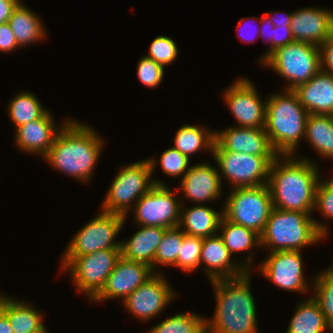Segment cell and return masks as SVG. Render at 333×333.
Here are the masks:
<instances>
[{
    "mask_svg": "<svg viewBox=\"0 0 333 333\" xmlns=\"http://www.w3.org/2000/svg\"><path fill=\"white\" fill-rule=\"evenodd\" d=\"M218 231L221 232L219 236L232 256L234 255L233 253L242 251L250 250V253L255 246H261L260 235L258 233L242 225L232 223L224 216L220 220Z\"/></svg>",
    "mask_w": 333,
    "mask_h": 333,
    "instance_id": "f546056e",
    "label": "cell"
},
{
    "mask_svg": "<svg viewBox=\"0 0 333 333\" xmlns=\"http://www.w3.org/2000/svg\"><path fill=\"white\" fill-rule=\"evenodd\" d=\"M287 81L285 89L294 90L308 82L320 69V48L294 41L273 51L263 62Z\"/></svg>",
    "mask_w": 333,
    "mask_h": 333,
    "instance_id": "52a82bcc",
    "label": "cell"
},
{
    "mask_svg": "<svg viewBox=\"0 0 333 333\" xmlns=\"http://www.w3.org/2000/svg\"><path fill=\"white\" fill-rule=\"evenodd\" d=\"M202 126L183 124L175 133L173 147L189 159L200 150L212 152L215 141V131Z\"/></svg>",
    "mask_w": 333,
    "mask_h": 333,
    "instance_id": "f1b7e54d",
    "label": "cell"
},
{
    "mask_svg": "<svg viewBox=\"0 0 333 333\" xmlns=\"http://www.w3.org/2000/svg\"><path fill=\"white\" fill-rule=\"evenodd\" d=\"M182 243V229L179 226L167 228L158 244L154 256V269L156 264H161L162 266L172 265L176 267L178 252L181 249Z\"/></svg>",
    "mask_w": 333,
    "mask_h": 333,
    "instance_id": "836d02e7",
    "label": "cell"
},
{
    "mask_svg": "<svg viewBox=\"0 0 333 333\" xmlns=\"http://www.w3.org/2000/svg\"><path fill=\"white\" fill-rule=\"evenodd\" d=\"M312 281L315 291L312 298L318 303L327 323L333 329V264L328 270L315 276Z\"/></svg>",
    "mask_w": 333,
    "mask_h": 333,
    "instance_id": "d6a6232c",
    "label": "cell"
},
{
    "mask_svg": "<svg viewBox=\"0 0 333 333\" xmlns=\"http://www.w3.org/2000/svg\"><path fill=\"white\" fill-rule=\"evenodd\" d=\"M310 160L279 155L271 163L268 186L274 208L304 213L314 211L320 175L318 166Z\"/></svg>",
    "mask_w": 333,
    "mask_h": 333,
    "instance_id": "6da1fadb",
    "label": "cell"
},
{
    "mask_svg": "<svg viewBox=\"0 0 333 333\" xmlns=\"http://www.w3.org/2000/svg\"><path fill=\"white\" fill-rule=\"evenodd\" d=\"M219 175L233 188L268 184L271 163L278 156H256L227 150H212Z\"/></svg>",
    "mask_w": 333,
    "mask_h": 333,
    "instance_id": "30bf717a",
    "label": "cell"
},
{
    "mask_svg": "<svg viewBox=\"0 0 333 333\" xmlns=\"http://www.w3.org/2000/svg\"><path fill=\"white\" fill-rule=\"evenodd\" d=\"M320 48L321 70L333 74V35Z\"/></svg>",
    "mask_w": 333,
    "mask_h": 333,
    "instance_id": "b9f144b4",
    "label": "cell"
},
{
    "mask_svg": "<svg viewBox=\"0 0 333 333\" xmlns=\"http://www.w3.org/2000/svg\"><path fill=\"white\" fill-rule=\"evenodd\" d=\"M183 204L178 226L184 229L182 231L185 234L202 238L217 234L223 211L218 212L214 208L202 204H197L191 208L185 207V210Z\"/></svg>",
    "mask_w": 333,
    "mask_h": 333,
    "instance_id": "d4e9b609",
    "label": "cell"
},
{
    "mask_svg": "<svg viewBox=\"0 0 333 333\" xmlns=\"http://www.w3.org/2000/svg\"><path fill=\"white\" fill-rule=\"evenodd\" d=\"M156 162L154 158H148L130 165H122L105 195L101 210L126 218L131 202L136 203L154 185H167L159 179L156 181L150 178L157 166Z\"/></svg>",
    "mask_w": 333,
    "mask_h": 333,
    "instance_id": "8992f818",
    "label": "cell"
},
{
    "mask_svg": "<svg viewBox=\"0 0 333 333\" xmlns=\"http://www.w3.org/2000/svg\"><path fill=\"white\" fill-rule=\"evenodd\" d=\"M168 282L162 273L156 272L123 301L124 307L141 321H149L162 314L176 296Z\"/></svg>",
    "mask_w": 333,
    "mask_h": 333,
    "instance_id": "5bb4252c",
    "label": "cell"
},
{
    "mask_svg": "<svg viewBox=\"0 0 333 333\" xmlns=\"http://www.w3.org/2000/svg\"><path fill=\"white\" fill-rule=\"evenodd\" d=\"M51 113L47 111L41 118L16 128L15 141L21 151L45 157L59 131L70 120L63 121L57 126Z\"/></svg>",
    "mask_w": 333,
    "mask_h": 333,
    "instance_id": "44dd1931",
    "label": "cell"
},
{
    "mask_svg": "<svg viewBox=\"0 0 333 333\" xmlns=\"http://www.w3.org/2000/svg\"><path fill=\"white\" fill-rule=\"evenodd\" d=\"M294 41L290 26H275L271 33V53Z\"/></svg>",
    "mask_w": 333,
    "mask_h": 333,
    "instance_id": "ab89813d",
    "label": "cell"
},
{
    "mask_svg": "<svg viewBox=\"0 0 333 333\" xmlns=\"http://www.w3.org/2000/svg\"><path fill=\"white\" fill-rule=\"evenodd\" d=\"M47 331H48V330L45 329V330H44L43 332H41V333H48Z\"/></svg>",
    "mask_w": 333,
    "mask_h": 333,
    "instance_id": "c3c4849f",
    "label": "cell"
},
{
    "mask_svg": "<svg viewBox=\"0 0 333 333\" xmlns=\"http://www.w3.org/2000/svg\"><path fill=\"white\" fill-rule=\"evenodd\" d=\"M231 258L232 255L223 244L219 233L203 238L200 266L204 263L205 271L210 281L237 278L250 271V265L253 261L251 254L244 257L246 260L245 262L242 261V264Z\"/></svg>",
    "mask_w": 333,
    "mask_h": 333,
    "instance_id": "2e32d148",
    "label": "cell"
},
{
    "mask_svg": "<svg viewBox=\"0 0 333 333\" xmlns=\"http://www.w3.org/2000/svg\"><path fill=\"white\" fill-rule=\"evenodd\" d=\"M168 185H154L142 195L134 207V220L137 225L173 228L180 222L182 201L175 198Z\"/></svg>",
    "mask_w": 333,
    "mask_h": 333,
    "instance_id": "7c38bea8",
    "label": "cell"
},
{
    "mask_svg": "<svg viewBox=\"0 0 333 333\" xmlns=\"http://www.w3.org/2000/svg\"><path fill=\"white\" fill-rule=\"evenodd\" d=\"M21 0H0V24L8 22Z\"/></svg>",
    "mask_w": 333,
    "mask_h": 333,
    "instance_id": "f6af8a7d",
    "label": "cell"
},
{
    "mask_svg": "<svg viewBox=\"0 0 333 333\" xmlns=\"http://www.w3.org/2000/svg\"><path fill=\"white\" fill-rule=\"evenodd\" d=\"M304 138L320 157L333 159V115L308 114Z\"/></svg>",
    "mask_w": 333,
    "mask_h": 333,
    "instance_id": "83f0119b",
    "label": "cell"
},
{
    "mask_svg": "<svg viewBox=\"0 0 333 333\" xmlns=\"http://www.w3.org/2000/svg\"><path fill=\"white\" fill-rule=\"evenodd\" d=\"M0 294V309L8 316L14 333H41L46 329L42 313L31 304Z\"/></svg>",
    "mask_w": 333,
    "mask_h": 333,
    "instance_id": "cb8c5ba5",
    "label": "cell"
},
{
    "mask_svg": "<svg viewBox=\"0 0 333 333\" xmlns=\"http://www.w3.org/2000/svg\"><path fill=\"white\" fill-rule=\"evenodd\" d=\"M126 219L122 215L101 210L75 234L63 256H83L104 249H120V241H116L115 237Z\"/></svg>",
    "mask_w": 333,
    "mask_h": 333,
    "instance_id": "8fae6325",
    "label": "cell"
},
{
    "mask_svg": "<svg viewBox=\"0 0 333 333\" xmlns=\"http://www.w3.org/2000/svg\"><path fill=\"white\" fill-rule=\"evenodd\" d=\"M295 307L297 309L286 333H324L327 332L326 330L333 333V329L327 323L322 310L312 296Z\"/></svg>",
    "mask_w": 333,
    "mask_h": 333,
    "instance_id": "4316f807",
    "label": "cell"
},
{
    "mask_svg": "<svg viewBox=\"0 0 333 333\" xmlns=\"http://www.w3.org/2000/svg\"><path fill=\"white\" fill-rule=\"evenodd\" d=\"M159 163L164 174L182 179L189 169L190 159L179 150L170 147L160 155Z\"/></svg>",
    "mask_w": 333,
    "mask_h": 333,
    "instance_id": "8d00e7d4",
    "label": "cell"
},
{
    "mask_svg": "<svg viewBox=\"0 0 333 333\" xmlns=\"http://www.w3.org/2000/svg\"><path fill=\"white\" fill-rule=\"evenodd\" d=\"M140 230L129 240L120 241L121 257L126 260L140 262L154 270V256L166 228L140 226Z\"/></svg>",
    "mask_w": 333,
    "mask_h": 333,
    "instance_id": "603a6c76",
    "label": "cell"
},
{
    "mask_svg": "<svg viewBox=\"0 0 333 333\" xmlns=\"http://www.w3.org/2000/svg\"><path fill=\"white\" fill-rule=\"evenodd\" d=\"M15 35L8 22L0 24V51L8 53L18 48Z\"/></svg>",
    "mask_w": 333,
    "mask_h": 333,
    "instance_id": "60d3db41",
    "label": "cell"
},
{
    "mask_svg": "<svg viewBox=\"0 0 333 333\" xmlns=\"http://www.w3.org/2000/svg\"><path fill=\"white\" fill-rule=\"evenodd\" d=\"M301 255V251L291 250L270 252L269 257L259 264V270L277 287L305 293L309 290V285L304 278Z\"/></svg>",
    "mask_w": 333,
    "mask_h": 333,
    "instance_id": "9a60e30c",
    "label": "cell"
},
{
    "mask_svg": "<svg viewBox=\"0 0 333 333\" xmlns=\"http://www.w3.org/2000/svg\"><path fill=\"white\" fill-rule=\"evenodd\" d=\"M0 333H14L8 316L0 309Z\"/></svg>",
    "mask_w": 333,
    "mask_h": 333,
    "instance_id": "7dc6e473",
    "label": "cell"
},
{
    "mask_svg": "<svg viewBox=\"0 0 333 333\" xmlns=\"http://www.w3.org/2000/svg\"><path fill=\"white\" fill-rule=\"evenodd\" d=\"M266 99L264 129L278 155L296 154L298 143L305 137L308 112L294 90L284 89Z\"/></svg>",
    "mask_w": 333,
    "mask_h": 333,
    "instance_id": "277c9868",
    "label": "cell"
},
{
    "mask_svg": "<svg viewBox=\"0 0 333 333\" xmlns=\"http://www.w3.org/2000/svg\"><path fill=\"white\" fill-rule=\"evenodd\" d=\"M8 23L19 47L45 39L44 36L47 34L38 14L21 2L13 10Z\"/></svg>",
    "mask_w": 333,
    "mask_h": 333,
    "instance_id": "484cf974",
    "label": "cell"
},
{
    "mask_svg": "<svg viewBox=\"0 0 333 333\" xmlns=\"http://www.w3.org/2000/svg\"><path fill=\"white\" fill-rule=\"evenodd\" d=\"M273 209L268 184L233 188L225 200L223 216L232 223L249 228L259 235Z\"/></svg>",
    "mask_w": 333,
    "mask_h": 333,
    "instance_id": "ba28073f",
    "label": "cell"
},
{
    "mask_svg": "<svg viewBox=\"0 0 333 333\" xmlns=\"http://www.w3.org/2000/svg\"><path fill=\"white\" fill-rule=\"evenodd\" d=\"M205 320L192 312L177 313L152 327L148 333H206Z\"/></svg>",
    "mask_w": 333,
    "mask_h": 333,
    "instance_id": "1f68e13d",
    "label": "cell"
},
{
    "mask_svg": "<svg viewBox=\"0 0 333 333\" xmlns=\"http://www.w3.org/2000/svg\"><path fill=\"white\" fill-rule=\"evenodd\" d=\"M203 238L191 236L183 232V243L178 252L176 267L184 272H193L200 266Z\"/></svg>",
    "mask_w": 333,
    "mask_h": 333,
    "instance_id": "e575fe53",
    "label": "cell"
},
{
    "mask_svg": "<svg viewBox=\"0 0 333 333\" xmlns=\"http://www.w3.org/2000/svg\"><path fill=\"white\" fill-rule=\"evenodd\" d=\"M294 91L309 114L333 115V74L320 69Z\"/></svg>",
    "mask_w": 333,
    "mask_h": 333,
    "instance_id": "7402d4cb",
    "label": "cell"
},
{
    "mask_svg": "<svg viewBox=\"0 0 333 333\" xmlns=\"http://www.w3.org/2000/svg\"><path fill=\"white\" fill-rule=\"evenodd\" d=\"M62 269L67 270L76 290L93 300L104 288L107 277L121 258L120 249H104L83 256H62Z\"/></svg>",
    "mask_w": 333,
    "mask_h": 333,
    "instance_id": "9c48e42d",
    "label": "cell"
},
{
    "mask_svg": "<svg viewBox=\"0 0 333 333\" xmlns=\"http://www.w3.org/2000/svg\"><path fill=\"white\" fill-rule=\"evenodd\" d=\"M249 18H250V17H248V18H246V17H245V18H242L240 21H238V26H237V31H238V33H239L238 37L240 38L241 41L244 40V42H246V43H249V42L251 43V42H253V40H255L256 37H260V30H259L260 28H256V26L254 25V26H253L254 28H252V30L256 28V29H255L256 32H254V30H253V32H254V33H253L252 30H251V27H252V26L249 25L250 23L247 22ZM249 21H250V19H249ZM252 22H254V21H253V18H252ZM245 24H248V25H246L245 29L249 26L248 29H250L251 31L248 30V29H247V30H243V28H244L243 26H245ZM257 29H258V30H257ZM242 30H243V33L246 31L245 33H247V34H243V33H242ZM241 33H242V34H241ZM256 33H257V34H256ZM252 35H253V36H252ZM254 35H255L256 37H254Z\"/></svg>",
    "mask_w": 333,
    "mask_h": 333,
    "instance_id": "ee69618b",
    "label": "cell"
},
{
    "mask_svg": "<svg viewBox=\"0 0 333 333\" xmlns=\"http://www.w3.org/2000/svg\"><path fill=\"white\" fill-rule=\"evenodd\" d=\"M332 179L319 181L316 187V197L314 209L329 219H333V177Z\"/></svg>",
    "mask_w": 333,
    "mask_h": 333,
    "instance_id": "f35d334b",
    "label": "cell"
},
{
    "mask_svg": "<svg viewBox=\"0 0 333 333\" xmlns=\"http://www.w3.org/2000/svg\"><path fill=\"white\" fill-rule=\"evenodd\" d=\"M8 115L15 129L41 118L48 110L42 106L38 97L31 92H22L14 96L8 104Z\"/></svg>",
    "mask_w": 333,
    "mask_h": 333,
    "instance_id": "4dcf8cb0",
    "label": "cell"
},
{
    "mask_svg": "<svg viewBox=\"0 0 333 333\" xmlns=\"http://www.w3.org/2000/svg\"><path fill=\"white\" fill-rule=\"evenodd\" d=\"M272 13H275V16H271ZM277 11L275 12H269V13H265L270 21L273 23L274 26H277V27H280V26H290L291 25V19H292V12L288 13V14H285L283 15L282 13V16H276L278 15L279 13H277Z\"/></svg>",
    "mask_w": 333,
    "mask_h": 333,
    "instance_id": "bcb514c9",
    "label": "cell"
},
{
    "mask_svg": "<svg viewBox=\"0 0 333 333\" xmlns=\"http://www.w3.org/2000/svg\"><path fill=\"white\" fill-rule=\"evenodd\" d=\"M327 225L311 217V213L272 209L260 235V245L270 251H301L327 236Z\"/></svg>",
    "mask_w": 333,
    "mask_h": 333,
    "instance_id": "5b68a950",
    "label": "cell"
},
{
    "mask_svg": "<svg viewBox=\"0 0 333 333\" xmlns=\"http://www.w3.org/2000/svg\"><path fill=\"white\" fill-rule=\"evenodd\" d=\"M238 79L224 90V100L238 127L264 128L267 101L260 99L261 96L249 79Z\"/></svg>",
    "mask_w": 333,
    "mask_h": 333,
    "instance_id": "4fadbf2b",
    "label": "cell"
},
{
    "mask_svg": "<svg viewBox=\"0 0 333 333\" xmlns=\"http://www.w3.org/2000/svg\"><path fill=\"white\" fill-rule=\"evenodd\" d=\"M250 272L237 278L211 281L216 308L213 317L205 320L206 333H258Z\"/></svg>",
    "mask_w": 333,
    "mask_h": 333,
    "instance_id": "3957f363",
    "label": "cell"
},
{
    "mask_svg": "<svg viewBox=\"0 0 333 333\" xmlns=\"http://www.w3.org/2000/svg\"><path fill=\"white\" fill-rule=\"evenodd\" d=\"M137 65L138 79L144 86L156 88L162 83L164 77V66L154 60L143 56Z\"/></svg>",
    "mask_w": 333,
    "mask_h": 333,
    "instance_id": "74e56055",
    "label": "cell"
},
{
    "mask_svg": "<svg viewBox=\"0 0 333 333\" xmlns=\"http://www.w3.org/2000/svg\"><path fill=\"white\" fill-rule=\"evenodd\" d=\"M175 41L167 36H156L149 47V54L145 57L154 60L162 66L170 65L178 56Z\"/></svg>",
    "mask_w": 333,
    "mask_h": 333,
    "instance_id": "d590c367",
    "label": "cell"
},
{
    "mask_svg": "<svg viewBox=\"0 0 333 333\" xmlns=\"http://www.w3.org/2000/svg\"><path fill=\"white\" fill-rule=\"evenodd\" d=\"M254 19H255L254 21L259 22L258 24H261V27L259 29L260 36H263V38L265 37L267 39L266 41H270V46H269L270 49L266 51L265 55H263V57L260 60V63H262L271 54V33L275 26L273 25V23L270 21L269 17L266 14H264L261 19H259L258 17ZM266 29L268 30V32H266L267 31Z\"/></svg>",
    "mask_w": 333,
    "mask_h": 333,
    "instance_id": "7bdbcfd3",
    "label": "cell"
},
{
    "mask_svg": "<svg viewBox=\"0 0 333 333\" xmlns=\"http://www.w3.org/2000/svg\"><path fill=\"white\" fill-rule=\"evenodd\" d=\"M222 176L217 167L207 162L189 166L187 173L180 180V186L175 189L183 192L192 202L202 203L217 200L222 194ZM180 188V189H179Z\"/></svg>",
    "mask_w": 333,
    "mask_h": 333,
    "instance_id": "ffe728a7",
    "label": "cell"
},
{
    "mask_svg": "<svg viewBox=\"0 0 333 333\" xmlns=\"http://www.w3.org/2000/svg\"><path fill=\"white\" fill-rule=\"evenodd\" d=\"M290 29L295 41L320 46L333 35V11L316 7L293 11Z\"/></svg>",
    "mask_w": 333,
    "mask_h": 333,
    "instance_id": "d6986e66",
    "label": "cell"
},
{
    "mask_svg": "<svg viewBox=\"0 0 333 333\" xmlns=\"http://www.w3.org/2000/svg\"><path fill=\"white\" fill-rule=\"evenodd\" d=\"M213 150H227L256 156H279L273 149L264 128L233 126L215 131Z\"/></svg>",
    "mask_w": 333,
    "mask_h": 333,
    "instance_id": "ac0fdd59",
    "label": "cell"
},
{
    "mask_svg": "<svg viewBox=\"0 0 333 333\" xmlns=\"http://www.w3.org/2000/svg\"><path fill=\"white\" fill-rule=\"evenodd\" d=\"M90 125L70 120L57 134L52 147L44 157L56 170L87 182L103 148V139Z\"/></svg>",
    "mask_w": 333,
    "mask_h": 333,
    "instance_id": "7a4b0ae2",
    "label": "cell"
},
{
    "mask_svg": "<svg viewBox=\"0 0 333 333\" xmlns=\"http://www.w3.org/2000/svg\"><path fill=\"white\" fill-rule=\"evenodd\" d=\"M154 274L151 267L121 257L117 261L113 271L107 277L104 288L92 301L102 302L116 298H121L124 301Z\"/></svg>",
    "mask_w": 333,
    "mask_h": 333,
    "instance_id": "e0dca14e",
    "label": "cell"
}]
</instances>
